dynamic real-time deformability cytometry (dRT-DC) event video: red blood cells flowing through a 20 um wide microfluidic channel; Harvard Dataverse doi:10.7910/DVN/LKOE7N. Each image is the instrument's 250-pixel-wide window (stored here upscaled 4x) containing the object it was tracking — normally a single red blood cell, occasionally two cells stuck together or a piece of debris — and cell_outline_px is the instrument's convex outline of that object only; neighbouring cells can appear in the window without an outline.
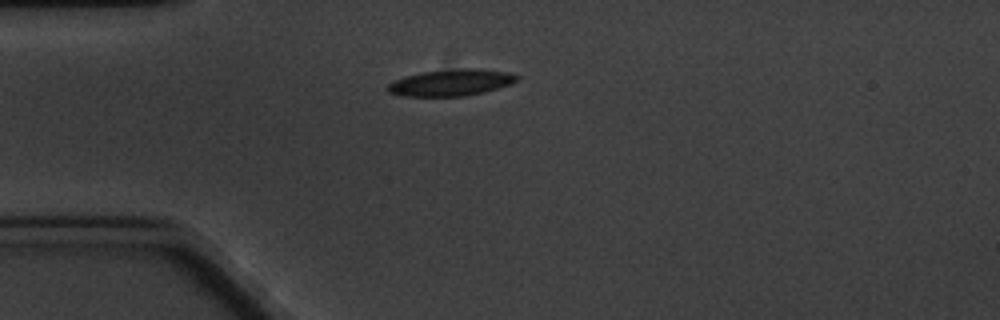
{"species": "common noctule bat (a hibernating species)", "species_latin": "Nyctalus noctula", "temperature_condition": "cold", "stored_images_in_passage": 6, "camera_frame_rate_fps": 3000, "um_per_image_px": 0.085, "animal": {"sex": "male", "body_mass_g": 20.1, "forearm_length_mm": 53.5}, "frame": {"image": 1, "passage_image": 1, "time_ms": 0.0, "image_size_px": [1000, 320], "cell_outline_px": [[520, 76], [512, 84], [484, 92], [464, 96], [400, 96], [388, 92], [388, 84], [392, 80], [404, 76], [424, 72], [460, 68], [476, 68], [512, 72]], "centroid_in_image_um": [38.36, 7.01], "position_along_channel_um": 46.6, "area_um2": 20.17}}